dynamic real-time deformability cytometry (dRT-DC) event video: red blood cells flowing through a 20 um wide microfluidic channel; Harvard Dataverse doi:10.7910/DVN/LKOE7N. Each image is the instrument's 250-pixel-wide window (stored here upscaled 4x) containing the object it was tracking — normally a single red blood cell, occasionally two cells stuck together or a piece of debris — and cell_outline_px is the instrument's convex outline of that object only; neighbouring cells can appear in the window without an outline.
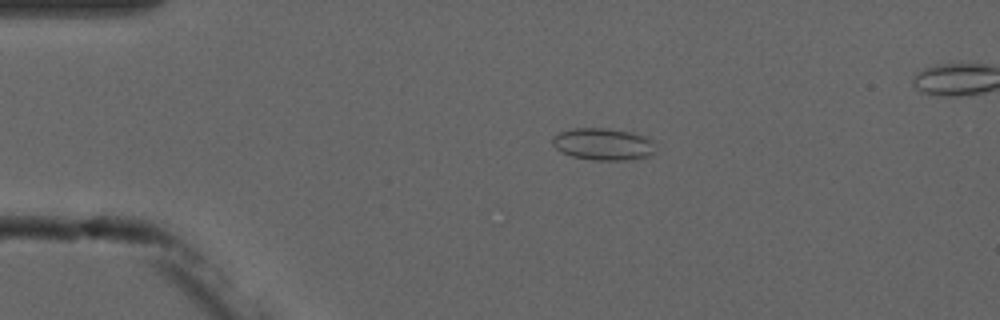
{"species": "common noctule bat (a hibernating species)", "species_latin": "Nyctalus noctula", "temperature_condition": "cold", "stored_images_in_passage": 5, "camera_frame_rate_fps": 3000, "um_per_image_px": 0.085, "animal": {"sex": "male", "forearm_length_mm": 52.5}, "frame": {"image": 1, "passage_image": 2, "time_ms": 1.333, "image_size_px": [1000, 320], "cell_outline_px": [[656, 144], [652, 156], [628, 160], [592, 160], [572, 156], [560, 152], [552, 144], [552, 136], [560, 132], [572, 128], [608, 128], [632, 132], [644, 136], [652, 140]], "centroid_in_image_um": [51.28, 12.25], "position_along_channel_um": 33.7, "area_um2": 19.54}}
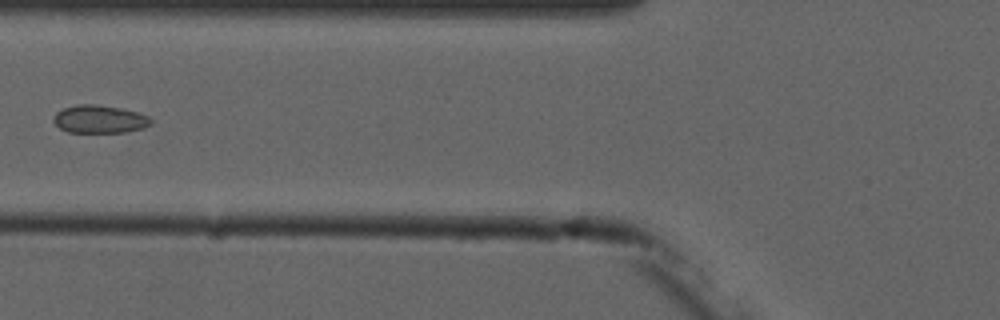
{"frame": {"image": 2, "passage_image": 5, "time_ms": 4.667, "image_size_px": [1000, 320], "cell_outline_px": [[152, 124], [144, 128], [124, 132], [68, 132], [60, 128], [52, 120], [56, 112], [64, 108], [76, 104], [96, 104], [120, 108], [136, 112], [148, 116], [152, 120]], "centroid_in_image_um": [8.46, 10.13], "position_along_channel_um": 117.3, "area_um2": 15.84}}